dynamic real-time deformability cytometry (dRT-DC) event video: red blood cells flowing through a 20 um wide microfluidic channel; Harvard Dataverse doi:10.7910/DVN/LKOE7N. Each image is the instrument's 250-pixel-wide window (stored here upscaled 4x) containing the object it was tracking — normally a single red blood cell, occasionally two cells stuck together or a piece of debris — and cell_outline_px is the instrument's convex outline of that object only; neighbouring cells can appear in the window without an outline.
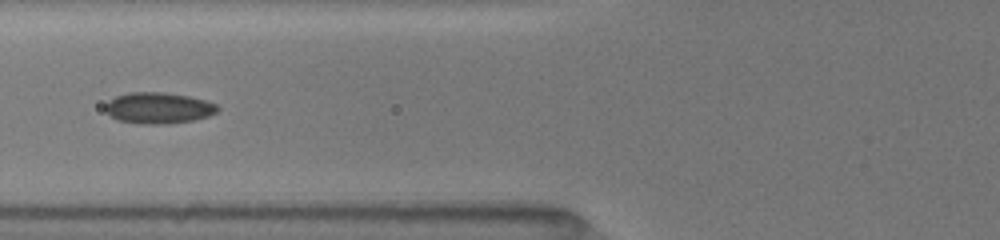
{"species": "common noctule bat (a hibernating species)", "species_latin": "Nyctalus noctula", "temperature_condition": "room temperature", "stored_images_in_passage": 17, "camera_frame_rate_fps": 3000, "um_per_image_px": 0.085, "animal": {"sex": "female", "body_mass_g": 19.5, "forearm_length_mm": 54.1}, "frame": {"image": 1, "passage_image": 6, "time_ms": 1.667, "image_size_px": [1000, 240], "cell_outline_px": [[220, 108], [216, 112], [208, 116], [192, 120], [164, 124], [136, 124], [120, 120], [112, 116], [104, 108], [104, 104], [108, 100], [116, 96], [128, 92], [164, 92], [188, 96], [204, 100], [216, 104]], "centroid_in_image_um": [13.44, 9.17], "position_along_channel_um": 112.4, "area_um2": 20.35}}
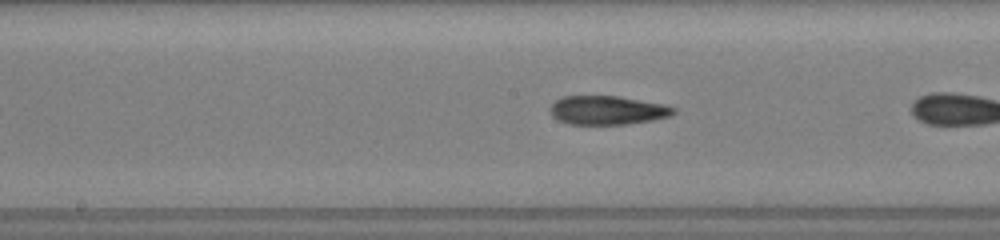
{"frame": {"image": 2, "passage_image": 10, "time_ms": 3.0, "image_size_px": [1000, 240], "cell_outline_px": [[676, 112], [672, 116], [652, 120], [628, 124], [568, 124], [556, 120], [552, 116], [548, 108], [556, 100], [564, 96], [616, 96], [664, 104], [676, 108]], "centroid_in_image_um": [51.62, 9.38], "position_along_channel_um": 196.6, "area_um2": 20.87}}